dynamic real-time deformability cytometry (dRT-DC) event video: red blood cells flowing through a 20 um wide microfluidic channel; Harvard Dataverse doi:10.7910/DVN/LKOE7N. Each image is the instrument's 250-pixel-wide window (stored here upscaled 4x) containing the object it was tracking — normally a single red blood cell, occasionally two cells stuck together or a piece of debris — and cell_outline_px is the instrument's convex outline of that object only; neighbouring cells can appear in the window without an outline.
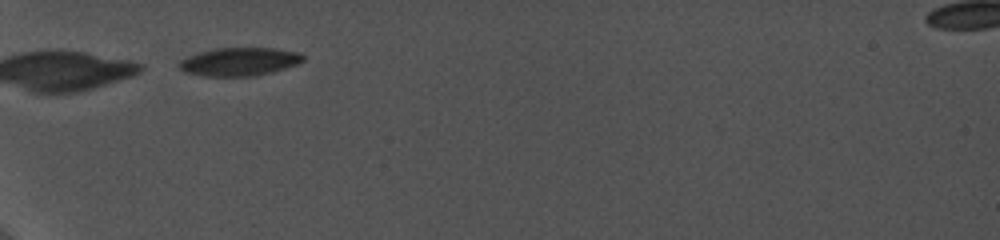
{"species": "common noctule bat (a hibernating species)", "species_latin": "Nyctalus noctula", "temperature_condition": "cold", "stored_images_in_passage": 4, "camera_frame_rate_fps": 5000, "um_per_image_px": 0.085, "animal": {"sex": "female", "body_mass_g": 19.0, "forearm_length_mm": 56.7}, "frame": {"image": 1, "passage_image": 1, "time_ms": 0.0, "image_size_px": [1000, 240], "cell_outline_px": [[304, 60], [296, 64], [272, 72], [256, 76], [204, 76], [184, 72], [176, 64], [180, 60], [188, 56], [200, 52], [216, 48], [276, 48], [300, 52], [304, 56]], "centroid_in_image_um": [20.34, 5.24], "position_along_channel_um": 64.7, "area_um2": 20.46}}